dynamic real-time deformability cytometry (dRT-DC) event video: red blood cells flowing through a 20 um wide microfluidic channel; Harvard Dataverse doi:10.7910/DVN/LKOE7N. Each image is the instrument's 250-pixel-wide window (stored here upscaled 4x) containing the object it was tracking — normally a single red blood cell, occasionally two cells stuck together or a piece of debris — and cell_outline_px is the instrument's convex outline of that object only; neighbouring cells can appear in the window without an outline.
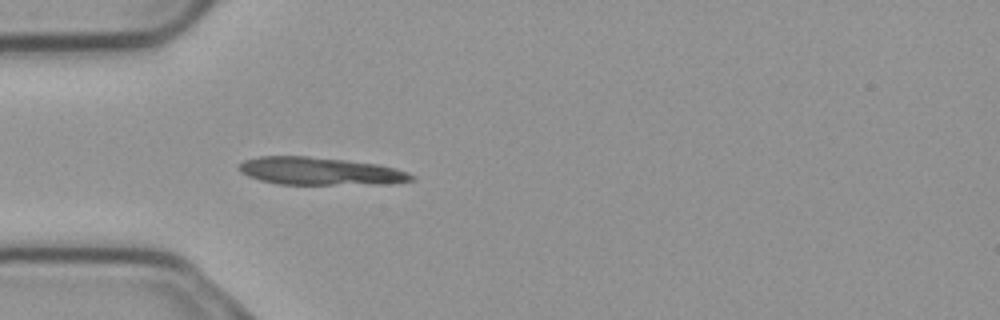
{"species": "common noctule bat (a hibernating species)", "species_latin": "Nyctalus noctula", "temperature_condition": "cold", "stored_images_in_passage": 55, "camera_frame_rate_fps": 3000, "um_per_image_px": 0.085, "animal": {"sex": "male", "body_mass_g": 23.1, "forearm_length_mm": 52.7}, "frame": {"image": 1, "passage_image": 16, "time_ms": 5.0, "image_size_px": [1000, 320], "cell_outline_px": [[416, 180], [396, 184], [276, 184], [260, 180], [248, 176], [240, 172], [240, 164], [244, 160], [260, 156], [308, 156], [344, 160], [376, 164], [396, 168], [408, 172], [416, 176]], "centroid_in_image_um": [27.27, 14.56], "position_along_channel_um": 57.7, "area_um2": 27.98}, "authors_computed_cell_mechanics": {"area_um2": 23.2356, "velocity_mm_per_s": 3.6954, "shape_relaxation_time_tau1_ms": 0.8324, "shape_relaxation_time_tau2_ms": null, "deformation_change_tau1": 0.1463, "deformation_change_tau2": null}}